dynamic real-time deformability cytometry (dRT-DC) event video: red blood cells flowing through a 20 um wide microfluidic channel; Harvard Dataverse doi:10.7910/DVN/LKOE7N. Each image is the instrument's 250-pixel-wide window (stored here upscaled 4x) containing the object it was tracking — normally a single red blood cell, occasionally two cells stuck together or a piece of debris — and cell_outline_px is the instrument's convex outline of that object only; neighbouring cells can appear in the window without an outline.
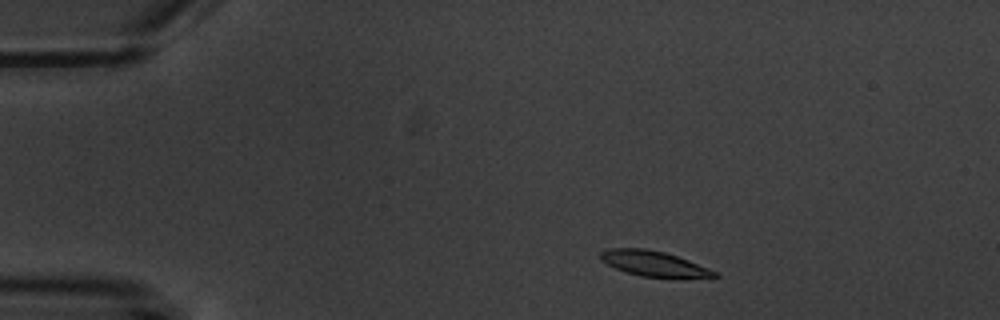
{"species": "common noctule bat (a hibernating species)", "species_latin": "Nyctalus noctula", "temperature_condition": "warm", "stored_images_in_passage": 3, "camera_frame_rate_fps": 3000, "um_per_image_px": 0.085, "animal": {"sex": "male", "body_mass_g": 20.1, "forearm_length_mm": 53.5}, "frame": {"image": 1, "passage_image": 1, "time_ms": 0.0, "image_size_px": [1000, 320], "cell_outline_px": [[720, 276], [712, 280], [640, 276], [624, 272], [600, 260], [600, 252], [608, 248], [644, 248], [664, 252], [688, 260], [708, 268], [716, 272]], "centroid_in_image_um": [55.67, 22.45], "position_along_channel_um": 29.3, "area_um2": 17.34}}